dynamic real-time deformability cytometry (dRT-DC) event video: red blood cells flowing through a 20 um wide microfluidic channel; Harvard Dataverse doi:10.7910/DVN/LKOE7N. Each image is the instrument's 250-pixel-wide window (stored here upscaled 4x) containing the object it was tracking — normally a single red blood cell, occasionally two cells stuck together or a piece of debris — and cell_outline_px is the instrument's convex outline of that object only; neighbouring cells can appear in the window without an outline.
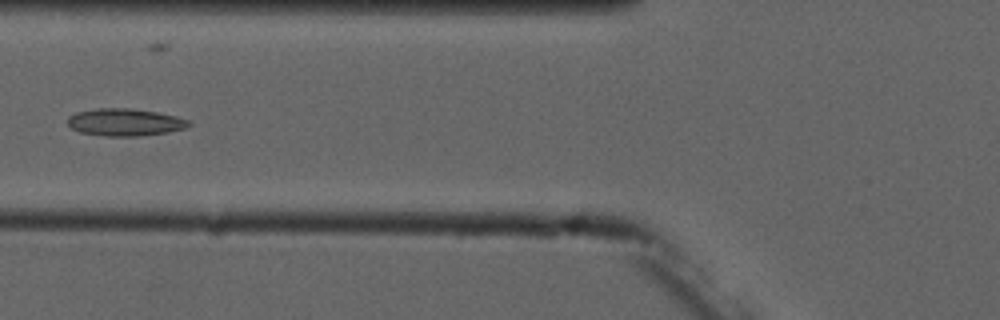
{"species": "common noctule bat (a hibernating species)", "species_latin": "Nyctalus noctula", "temperature_condition": "cold", "stored_images_in_passage": 6, "camera_frame_rate_fps": 3000, "um_per_image_px": 0.085, "animal": {"sex": "male", "forearm_length_mm": 52.5}, "frame": {"image": 1, "passage_image": 6, "time_ms": 5.667, "image_size_px": [1000, 320], "cell_outline_px": [[192, 124], [184, 128], [168, 132], [140, 136], [104, 136], [80, 132], [72, 128], [68, 124], [68, 116], [76, 112], [96, 108], [128, 108], [156, 112], [176, 116], [188, 120]], "centroid_in_image_um": [10.6, 10.39], "position_along_channel_um": 115.2, "area_um2": 19.25}}